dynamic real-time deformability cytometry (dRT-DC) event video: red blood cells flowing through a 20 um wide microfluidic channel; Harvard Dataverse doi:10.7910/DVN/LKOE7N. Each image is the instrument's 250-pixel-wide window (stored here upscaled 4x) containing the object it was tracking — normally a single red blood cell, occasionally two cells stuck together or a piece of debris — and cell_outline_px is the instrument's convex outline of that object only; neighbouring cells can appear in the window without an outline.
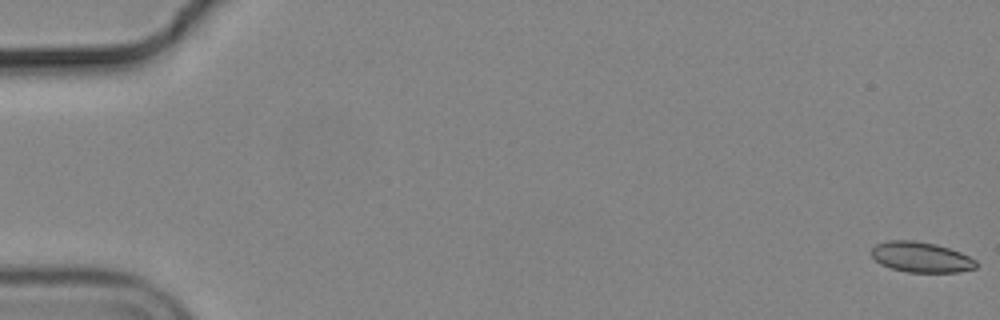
{"species": "common noctule bat (a hibernating species)", "species_latin": "Nyctalus noctula", "temperature_condition": "cold", "stored_images_in_passage": 57, "camera_frame_rate_fps": 3000, "um_per_image_px": 0.085, "animal": {"sex": "male", "body_mass_g": 19.2, "forearm_length_mm": 51.8}, "frame": {"image": 1, "passage_image": 1, "time_ms": 0.0, "image_size_px": [1000, 320], "cell_outline_px": [[976, 268], [960, 272], [908, 272], [892, 268], [880, 264], [872, 256], [872, 248], [876, 244], [888, 240], [916, 240], [936, 244], [960, 252], [976, 260]], "centroid_in_image_um": [78.29, 21.85], "position_along_channel_um": 6.7, "area_um2": 18.5}}
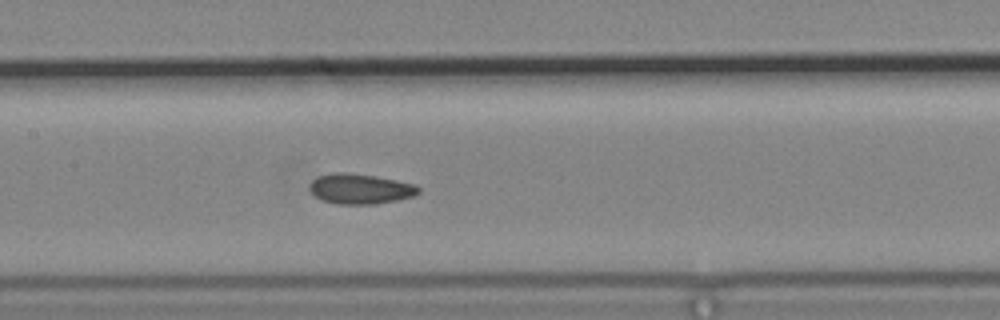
{"frame": {"image": 2, "passage_image": 28, "time_ms": 9.0, "image_size_px": [1000, 320], "cell_outline_px": [[420, 192], [412, 196], [396, 200], [376, 204], [336, 204], [320, 200], [308, 188], [312, 180], [320, 176], [336, 172], [344, 172], [372, 176], [396, 180], [416, 184], [420, 188]], "centroid_in_image_um": [30.61, 16.06], "position_along_channel_um": 176.8, "area_um2": 19.02}}
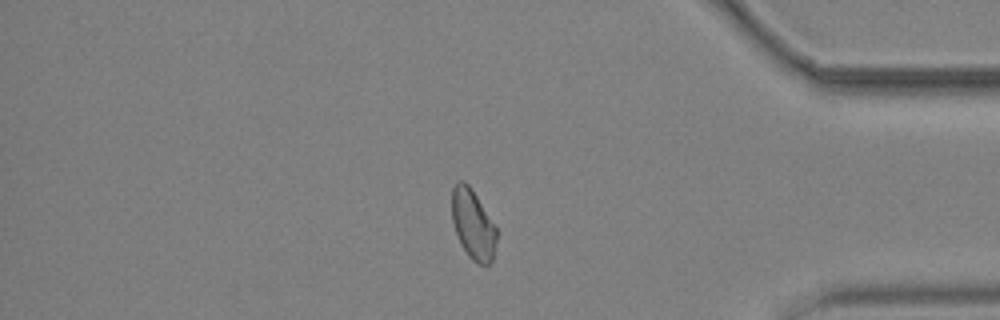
{"frame": {"image": 3, "passage_image": 48, "time_ms": 15.667, "image_size_px": [1000, 320], "cell_outline_px": [[496, 240], [492, 260], [488, 264], [476, 264], [468, 256], [460, 244], [452, 220], [452, 188], [456, 180], [464, 180], [472, 188], [496, 224]], "centroid_in_image_um": [40.2, 19.03], "position_along_channel_um": 395.0, "area_um2": 18.5}, "authors_computed_cell_mechanics": {"area_um2": 18.7272, "velocity_mm_per_s": 3.6942, "shape_relaxation_time_tau1_ms": null, "shape_relaxation_time_tau2_ms": 3.3229, "deformation_change_tau1": null, "deformation_change_tau2": 0.0712}}